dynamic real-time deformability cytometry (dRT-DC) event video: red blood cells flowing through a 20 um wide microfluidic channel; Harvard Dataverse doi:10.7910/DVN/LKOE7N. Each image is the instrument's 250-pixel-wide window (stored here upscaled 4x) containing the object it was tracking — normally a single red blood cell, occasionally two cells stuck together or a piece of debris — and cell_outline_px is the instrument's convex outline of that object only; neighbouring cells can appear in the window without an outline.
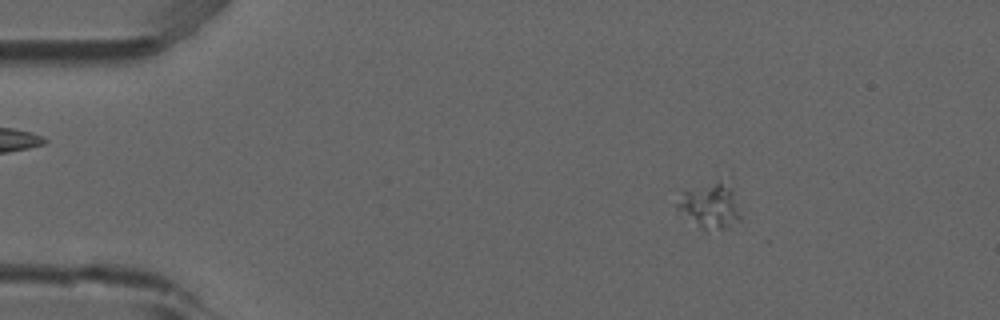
{"species": "common noctule bat (a hibernating species)", "species_latin": "Nyctalus noctula", "temperature_condition": "room temperature", "stored_images_in_passage": 53, "camera_frame_rate_fps": 3000, "um_per_image_px": 0.085, "animal": {"sex": "male", "forearm_length_mm": 52.5}, "frame": {"image": 1, "passage_image": 8, "time_ms": 2.333, "image_size_px": [1000, 320], "cell_outline_px": [[740, 220], [728, 228], [708, 232], [704, 232], [676, 208], [676, 204], [684, 192], [732, 176], [740, 216]], "centroid_in_image_um": [60.46, 17.48], "position_along_channel_um": 24.5, "area_um2": 17.28}}
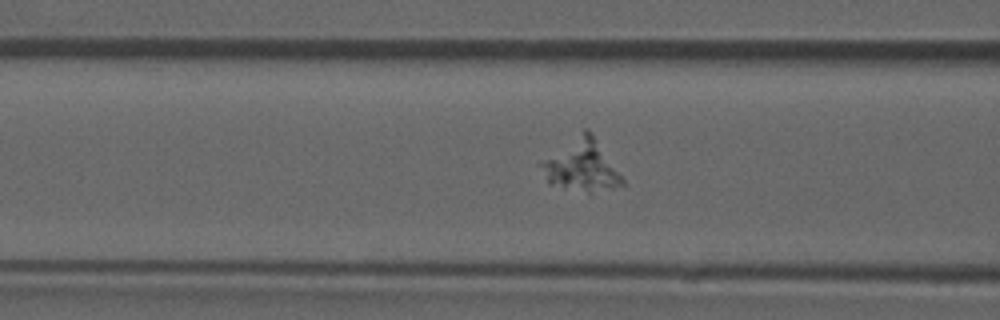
{"frame": {"image": 2, "passage_image": 21, "time_ms": 6.667, "image_size_px": [1000, 320], "cell_outline_px": [[624, 184], [592, 196], [548, 184], [536, 164], [584, 128], [588, 128], [592, 132], [624, 180]], "centroid_in_image_um": [49.38, 14.12], "position_along_channel_um": 117.2, "area_um2": 25.26}}
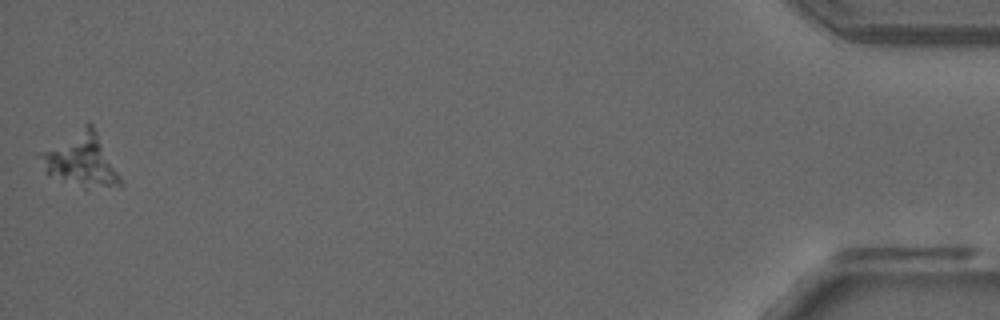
{"frame": {"image": 3, "passage_image": 53, "time_ms": 17.333, "image_size_px": [1000, 320], "cell_outline_px": [[124, 184], [88, 188], [84, 188], [48, 176], [36, 156], [36, 152], [88, 120], [92, 124], [120, 176]], "centroid_in_image_um": [6.78, 13.54], "position_along_channel_um": 428.4, "area_um2": 25.37}}